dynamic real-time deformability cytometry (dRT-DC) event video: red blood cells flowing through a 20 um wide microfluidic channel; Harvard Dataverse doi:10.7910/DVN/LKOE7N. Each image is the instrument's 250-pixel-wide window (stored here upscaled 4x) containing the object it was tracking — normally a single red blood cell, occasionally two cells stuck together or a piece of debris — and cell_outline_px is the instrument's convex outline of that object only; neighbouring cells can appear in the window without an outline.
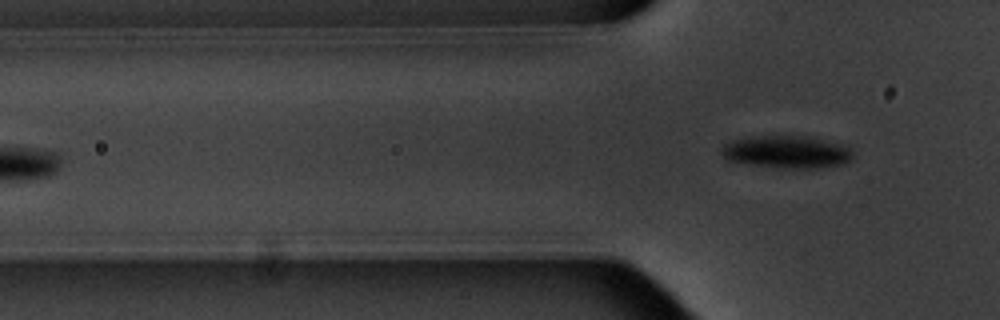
{"species": "common noctule bat (a hibernating species)", "species_latin": "Nyctalus noctula", "temperature_condition": "warm", "stored_images_in_passage": 8, "camera_frame_rate_fps": 3000, "um_per_image_px": 0.085, "animal": {"sex": "male", "body_mass_g": 20.1, "forearm_length_mm": 53.5}, "frame": {"image": 1, "passage_image": 8, "time_ms": 8.333, "image_size_px": [1000, 320], "cell_outline_px": [[852, 160], [844, 164], [820, 168], [780, 168], [748, 164], [732, 160], [724, 156], [720, 152], [720, 148], [724, 144], [732, 140], [752, 136], [804, 136], [848, 144], [852, 152]], "centroid_in_image_um": [66.93, 12.91], "position_along_channel_um": 58.9, "area_um2": 25.14}}